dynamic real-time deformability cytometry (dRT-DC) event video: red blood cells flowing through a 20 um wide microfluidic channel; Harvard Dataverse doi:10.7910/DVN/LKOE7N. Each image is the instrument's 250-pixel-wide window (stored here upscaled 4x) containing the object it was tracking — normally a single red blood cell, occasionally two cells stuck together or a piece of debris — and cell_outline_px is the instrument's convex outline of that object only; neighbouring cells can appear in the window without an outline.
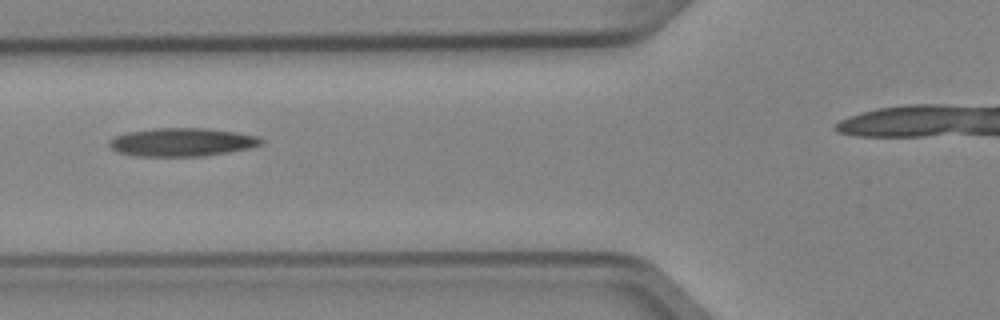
{"species": "Egyptian fruit bat (a non-hibernating species)", "species_latin": "Rousettus aegyptiacus", "temperature_condition": "cold", "stored_images_in_passage": 3, "camera_frame_rate_fps": 3000, "um_per_image_px": 0.085, "animal": {"sex": "female"}, "frame": {"image": 1, "passage_image": 2, "time_ms": 0.333, "image_size_px": [1000, 320], "cell_outline_px": [[264, 144], [248, 148], [228, 152], [204, 156], [136, 156], [116, 152], [108, 144], [108, 140], [116, 136], [128, 132], [152, 128], [204, 128], [236, 132], [256, 136], [264, 140]], "centroid_in_image_um": [15.45, 12.08], "position_along_channel_um": 110.4, "area_um2": 25.09}}
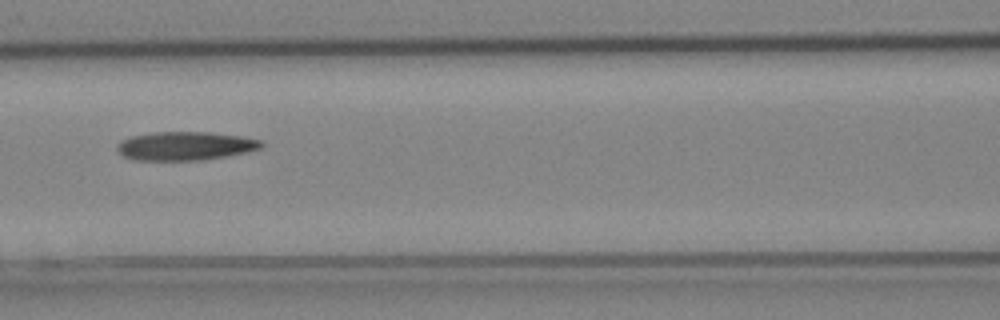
{"frame": {"image": 2, "passage_image": 3, "time_ms": 0.667, "image_size_px": [1000, 320], "cell_outline_px": [[264, 144], [260, 148], [248, 152], [204, 160], [132, 160], [124, 156], [116, 148], [128, 136], [152, 132], [208, 132], [240, 136], [260, 140]], "centroid_in_image_um": [15.75, 12.41], "position_along_channel_um": 150.9, "area_um2": 23.99}}